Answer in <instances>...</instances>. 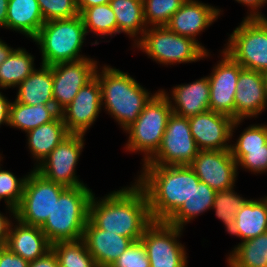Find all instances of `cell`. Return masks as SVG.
<instances>
[{
  "label": "cell",
  "mask_w": 267,
  "mask_h": 267,
  "mask_svg": "<svg viewBox=\"0 0 267 267\" xmlns=\"http://www.w3.org/2000/svg\"><path fill=\"white\" fill-rule=\"evenodd\" d=\"M130 186L111 191L99 200L93 193L88 219L97 228L137 241L153 220L144 190L136 182Z\"/></svg>",
  "instance_id": "obj_1"
},
{
  "label": "cell",
  "mask_w": 267,
  "mask_h": 267,
  "mask_svg": "<svg viewBox=\"0 0 267 267\" xmlns=\"http://www.w3.org/2000/svg\"><path fill=\"white\" fill-rule=\"evenodd\" d=\"M142 166L134 180L147 196L152 220L166 222L189 199L200 179L189 165Z\"/></svg>",
  "instance_id": "obj_2"
},
{
  "label": "cell",
  "mask_w": 267,
  "mask_h": 267,
  "mask_svg": "<svg viewBox=\"0 0 267 267\" xmlns=\"http://www.w3.org/2000/svg\"><path fill=\"white\" fill-rule=\"evenodd\" d=\"M95 76L101 87L102 107L124 131L136 121L143 108L157 93H150L129 73L110 65L97 68Z\"/></svg>",
  "instance_id": "obj_3"
},
{
  "label": "cell",
  "mask_w": 267,
  "mask_h": 267,
  "mask_svg": "<svg viewBox=\"0 0 267 267\" xmlns=\"http://www.w3.org/2000/svg\"><path fill=\"white\" fill-rule=\"evenodd\" d=\"M93 195L87 185L67 188L55 202L51 215L40 227L51 245L82 239Z\"/></svg>",
  "instance_id": "obj_4"
},
{
  "label": "cell",
  "mask_w": 267,
  "mask_h": 267,
  "mask_svg": "<svg viewBox=\"0 0 267 267\" xmlns=\"http://www.w3.org/2000/svg\"><path fill=\"white\" fill-rule=\"evenodd\" d=\"M86 36L83 20L78 15L45 22L32 40L40 49V64L52 66L87 58L80 54Z\"/></svg>",
  "instance_id": "obj_5"
},
{
  "label": "cell",
  "mask_w": 267,
  "mask_h": 267,
  "mask_svg": "<svg viewBox=\"0 0 267 267\" xmlns=\"http://www.w3.org/2000/svg\"><path fill=\"white\" fill-rule=\"evenodd\" d=\"M173 111L166 95L160 90L143 108L136 121L125 132L129 134L126 152L144 153L143 164L159 149Z\"/></svg>",
  "instance_id": "obj_6"
},
{
  "label": "cell",
  "mask_w": 267,
  "mask_h": 267,
  "mask_svg": "<svg viewBox=\"0 0 267 267\" xmlns=\"http://www.w3.org/2000/svg\"><path fill=\"white\" fill-rule=\"evenodd\" d=\"M148 58L163 65L192 63L210 56L209 50L192 38L170 31L166 26H152L134 46Z\"/></svg>",
  "instance_id": "obj_7"
},
{
  "label": "cell",
  "mask_w": 267,
  "mask_h": 267,
  "mask_svg": "<svg viewBox=\"0 0 267 267\" xmlns=\"http://www.w3.org/2000/svg\"><path fill=\"white\" fill-rule=\"evenodd\" d=\"M224 46L222 50L243 68L267 71V17H244Z\"/></svg>",
  "instance_id": "obj_8"
},
{
  "label": "cell",
  "mask_w": 267,
  "mask_h": 267,
  "mask_svg": "<svg viewBox=\"0 0 267 267\" xmlns=\"http://www.w3.org/2000/svg\"><path fill=\"white\" fill-rule=\"evenodd\" d=\"M66 189L63 185L45 179L35 169L31 170L27 174L15 218L26 225L41 227Z\"/></svg>",
  "instance_id": "obj_9"
},
{
  "label": "cell",
  "mask_w": 267,
  "mask_h": 267,
  "mask_svg": "<svg viewBox=\"0 0 267 267\" xmlns=\"http://www.w3.org/2000/svg\"><path fill=\"white\" fill-rule=\"evenodd\" d=\"M183 228L166 222L153 221L145 230L141 241L150 267H188L186 247L179 241Z\"/></svg>",
  "instance_id": "obj_10"
},
{
  "label": "cell",
  "mask_w": 267,
  "mask_h": 267,
  "mask_svg": "<svg viewBox=\"0 0 267 267\" xmlns=\"http://www.w3.org/2000/svg\"><path fill=\"white\" fill-rule=\"evenodd\" d=\"M84 136L70 133L35 170L45 179L66 188L86 185L75 173L79 157L85 146Z\"/></svg>",
  "instance_id": "obj_11"
},
{
  "label": "cell",
  "mask_w": 267,
  "mask_h": 267,
  "mask_svg": "<svg viewBox=\"0 0 267 267\" xmlns=\"http://www.w3.org/2000/svg\"><path fill=\"white\" fill-rule=\"evenodd\" d=\"M199 151L191 134L189 119L172 113L159 149L144 164L190 165Z\"/></svg>",
  "instance_id": "obj_12"
},
{
  "label": "cell",
  "mask_w": 267,
  "mask_h": 267,
  "mask_svg": "<svg viewBox=\"0 0 267 267\" xmlns=\"http://www.w3.org/2000/svg\"><path fill=\"white\" fill-rule=\"evenodd\" d=\"M188 119L192 137L199 150L230 149L233 132L243 122L212 110Z\"/></svg>",
  "instance_id": "obj_13"
},
{
  "label": "cell",
  "mask_w": 267,
  "mask_h": 267,
  "mask_svg": "<svg viewBox=\"0 0 267 267\" xmlns=\"http://www.w3.org/2000/svg\"><path fill=\"white\" fill-rule=\"evenodd\" d=\"M98 63L94 58L87 57L52 65L53 100L59 112L72 102L81 87L95 77Z\"/></svg>",
  "instance_id": "obj_14"
},
{
  "label": "cell",
  "mask_w": 267,
  "mask_h": 267,
  "mask_svg": "<svg viewBox=\"0 0 267 267\" xmlns=\"http://www.w3.org/2000/svg\"><path fill=\"white\" fill-rule=\"evenodd\" d=\"M200 181L215 191L234 188L238 176L237 162L231 150H200L189 165Z\"/></svg>",
  "instance_id": "obj_15"
},
{
  "label": "cell",
  "mask_w": 267,
  "mask_h": 267,
  "mask_svg": "<svg viewBox=\"0 0 267 267\" xmlns=\"http://www.w3.org/2000/svg\"><path fill=\"white\" fill-rule=\"evenodd\" d=\"M220 53L221 61H218L211 74L208 75L210 83L209 110L228 115L235 120L234 96L242 66L225 51L222 50Z\"/></svg>",
  "instance_id": "obj_16"
},
{
  "label": "cell",
  "mask_w": 267,
  "mask_h": 267,
  "mask_svg": "<svg viewBox=\"0 0 267 267\" xmlns=\"http://www.w3.org/2000/svg\"><path fill=\"white\" fill-rule=\"evenodd\" d=\"M101 109V87L95 76L81 87L72 102L60 111V115L69 133L85 135L96 122Z\"/></svg>",
  "instance_id": "obj_17"
},
{
  "label": "cell",
  "mask_w": 267,
  "mask_h": 267,
  "mask_svg": "<svg viewBox=\"0 0 267 267\" xmlns=\"http://www.w3.org/2000/svg\"><path fill=\"white\" fill-rule=\"evenodd\" d=\"M235 120L258 117L267 107L264 74L242 67L236 85Z\"/></svg>",
  "instance_id": "obj_18"
},
{
  "label": "cell",
  "mask_w": 267,
  "mask_h": 267,
  "mask_svg": "<svg viewBox=\"0 0 267 267\" xmlns=\"http://www.w3.org/2000/svg\"><path fill=\"white\" fill-rule=\"evenodd\" d=\"M221 12V9L202 1L186 0L165 26L174 33L194 39L202 46L196 37L207 30Z\"/></svg>",
  "instance_id": "obj_19"
},
{
  "label": "cell",
  "mask_w": 267,
  "mask_h": 267,
  "mask_svg": "<svg viewBox=\"0 0 267 267\" xmlns=\"http://www.w3.org/2000/svg\"><path fill=\"white\" fill-rule=\"evenodd\" d=\"M82 240L97 267H110L133 242L131 238L97 228L89 219Z\"/></svg>",
  "instance_id": "obj_20"
},
{
  "label": "cell",
  "mask_w": 267,
  "mask_h": 267,
  "mask_svg": "<svg viewBox=\"0 0 267 267\" xmlns=\"http://www.w3.org/2000/svg\"><path fill=\"white\" fill-rule=\"evenodd\" d=\"M170 102L173 114L189 118L209 110L210 83L208 76L189 84H179L170 94L161 90ZM171 95V96H170Z\"/></svg>",
  "instance_id": "obj_21"
},
{
  "label": "cell",
  "mask_w": 267,
  "mask_h": 267,
  "mask_svg": "<svg viewBox=\"0 0 267 267\" xmlns=\"http://www.w3.org/2000/svg\"><path fill=\"white\" fill-rule=\"evenodd\" d=\"M14 220L10 225L5 244L11 252L31 262L51 250V244L40 227L26 225L16 218Z\"/></svg>",
  "instance_id": "obj_22"
},
{
  "label": "cell",
  "mask_w": 267,
  "mask_h": 267,
  "mask_svg": "<svg viewBox=\"0 0 267 267\" xmlns=\"http://www.w3.org/2000/svg\"><path fill=\"white\" fill-rule=\"evenodd\" d=\"M267 232V196L248 199L235 215L234 227L228 233L242 241Z\"/></svg>",
  "instance_id": "obj_23"
},
{
  "label": "cell",
  "mask_w": 267,
  "mask_h": 267,
  "mask_svg": "<svg viewBox=\"0 0 267 267\" xmlns=\"http://www.w3.org/2000/svg\"><path fill=\"white\" fill-rule=\"evenodd\" d=\"M70 133L59 114L53 121L36 127L26 133L27 145L32 158L36 160L35 169Z\"/></svg>",
  "instance_id": "obj_24"
},
{
  "label": "cell",
  "mask_w": 267,
  "mask_h": 267,
  "mask_svg": "<svg viewBox=\"0 0 267 267\" xmlns=\"http://www.w3.org/2000/svg\"><path fill=\"white\" fill-rule=\"evenodd\" d=\"M44 23L37 0H8L6 29L32 40Z\"/></svg>",
  "instance_id": "obj_25"
},
{
  "label": "cell",
  "mask_w": 267,
  "mask_h": 267,
  "mask_svg": "<svg viewBox=\"0 0 267 267\" xmlns=\"http://www.w3.org/2000/svg\"><path fill=\"white\" fill-rule=\"evenodd\" d=\"M18 86L15 100L27 105H54L52 66L40 65Z\"/></svg>",
  "instance_id": "obj_26"
},
{
  "label": "cell",
  "mask_w": 267,
  "mask_h": 267,
  "mask_svg": "<svg viewBox=\"0 0 267 267\" xmlns=\"http://www.w3.org/2000/svg\"><path fill=\"white\" fill-rule=\"evenodd\" d=\"M110 6L117 20V34L132 37L134 46L148 29L144 19L143 0H111Z\"/></svg>",
  "instance_id": "obj_27"
},
{
  "label": "cell",
  "mask_w": 267,
  "mask_h": 267,
  "mask_svg": "<svg viewBox=\"0 0 267 267\" xmlns=\"http://www.w3.org/2000/svg\"><path fill=\"white\" fill-rule=\"evenodd\" d=\"M60 112L55 105H27L16 100L10 105L9 126L27 133L38 126L53 121Z\"/></svg>",
  "instance_id": "obj_28"
},
{
  "label": "cell",
  "mask_w": 267,
  "mask_h": 267,
  "mask_svg": "<svg viewBox=\"0 0 267 267\" xmlns=\"http://www.w3.org/2000/svg\"><path fill=\"white\" fill-rule=\"evenodd\" d=\"M216 193L217 191L206 183L199 181L198 185H195L189 199L182 204L166 223L185 229V225L191 222V220L213 208Z\"/></svg>",
  "instance_id": "obj_29"
},
{
  "label": "cell",
  "mask_w": 267,
  "mask_h": 267,
  "mask_svg": "<svg viewBox=\"0 0 267 267\" xmlns=\"http://www.w3.org/2000/svg\"><path fill=\"white\" fill-rule=\"evenodd\" d=\"M227 256L228 267H267V232L239 242Z\"/></svg>",
  "instance_id": "obj_30"
},
{
  "label": "cell",
  "mask_w": 267,
  "mask_h": 267,
  "mask_svg": "<svg viewBox=\"0 0 267 267\" xmlns=\"http://www.w3.org/2000/svg\"><path fill=\"white\" fill-rule=\"evenodd\" d=\"M34 56L25 48L18 47L0 65V89L17 87L36 68Z\"/></svg>",
  "instance_id": "obj_31"
},
{
  "label": "cell",
  "mask_w": 267,
  "mask_h": 267,
  "mask_svg": "<svg viewBox=\"0 0 267 267\" xmlns=\"http://www.w3.org/2000/svg\"><path fill=\"white\" fill-rule=\"evenodd\" d=\"M79 15L83 20L87 35L89 32L102 38L117 35V20L110 4L86 8Z\"/></svg>",
  "instance_id": "obj_32"
},
{
  "label": "cell",
  "mask_w": 267,
  "mask_h": 267,
  "mask_svg": "<svg viewBox=\"0 0 267 267\" xmlns=\"http://www.w3.org/2000/svg\"><path fill=\"white\" fill-rule=\"evenodd\" d=\"M57 256L59 267H97L82 239L58 242L51 245Z\"/></svg>",
  "instance_id": "obj_33"
},
{
  "label": "cell",
  "mask_w": 267,
  "mask_h": 267,
  "mask_svg": "<svg viewBox=\"0 0 267 267\" xmlns=\"http://www.w3.org/2000/svg\"><path fill=\"white\" fill-rule=\"evenodd\" d=\"M247 200L237 194L234 188L217 191L212 209L215 210L216 217L223 222L227 233L234 227L235 215Z\"/></svg>",
  "instance_id": "obj_34"
},
{
  "label": "cell",
  "mask_w": 267,
  "mask_h": 267,
  "mask_svg": "<svg viewBox=\"0 0 267 267\" xmlns=\"http://www.w3.org/2000/svg\"><path fill=\"white\" fill-rule=\"evenodd\" d=\"M186 0H143L144 19L148 27L165 26Z\"/></svg>",
  "instance_id": "obj_35"
},
{
  "label": "cell",
  "mask_w": 267,
  "mask_h": 267,
  "mask_svg": "<svg viewBox=\"0 0 267 267\" xmlns=\"http://www.w3.org/2000/svg\"><path fill=\"white\" fill-rule=\"evenodd\" d=\"M1 166L0 163V201L3 199L6 203V208L9 210V215L15 216V210L22 199L27 175L17 178L14 173L8 170H2Z\"/></svg>",
  "instance_id": "obj_36"
},
{
  "label": "cell",
  "mask_w": 267,
  "mask_h": 267,
  "mask_svg": "<svg viewBox=\"0 0 267 267\" xmlns=\"http://www.w3.org/2000/svg\"><path fill=\"white\" fill-rule=\"evenodd\" d=\"M232 157L239 166L254 174L267 172V144L255 149H230Z\"/></svg>",
  "instance_id": "obj_37"
},
{
  "label": "cell",
  "mask_w": 267,
  "mask_h": 267,
  "mask_svg": "<svg viewBox=\"0 0 267 267\" xmlns=\"http://www.w3.org/2000/svg\"><path fill=\"white\" fill-rule=\"evenodd\" d=\"M45 22L79 15L75 0H37Z\"/></svg>",
  "instance_id": "obj_38"
},
{
  "label": "cell",
  "mask_w": 267,
  "mask_h": 267,
  "mask_svg": "<svg viewBox=\"0 0 267 267\" xmlns=\"http://www.w3.org/2000/svg\"><path fill=\"white\" fill-rule=\"evenodd\" d=\"M267 144V125L251 124L245 128L230 149H255Z\"/></svg>",
  "instance_id": "obj_39"
},
{
  "label": "cell",
  "mask_w": 267,
  "mask_h": 267,
  "mask_svg": "<svg viewBox=\"0 0 267 267\" xmlns=\"http://www.w3.org/2000/svg\"><path fill=\"white\" fill-rule=\"evenodd\" d=\"M110 267H150L142 241H133Z\"/></svg>",
  "instance_id": "obj_40"
},
{
  "label": "cell",
  "mask_w": 267,
  "mask_h": 267,
  "mask_svg": "<svg viewBox=\"0 0 267 267\" xmlns=\"http://www.w3.org/2000/svg\"><path fill=\"white\" fill-rule=\"evenodd\" d=\"M29 262L11 252L7 247L0 246V267H28Z\"/></svg>",
  "instance_id": "obj_41"
},
{
  "label": "cell",
  "mask_w": 267,
  "mask_h": 267,
  "mask_svg": "<svg viewBox=\"0 0 267 267\" xmlns=\"http://www.w3.org/2000/svg\"><path fill=\"white\" fill-rule=\"evenodd\" d=\"M236 2L245 5L249 9L248 15H246V18H266L264 14H262L260 8L262 6L264 7L265 3H267V0H235ZM251 9V10H250Z\"/></svg>",
  "instance_id": "obj_42"
},
{
  "label": "cell",
  "mask_w": 267,
  "mask_h": 267,
  "mask_svg": "<svg viewBox=\"0 0 267 267\" xmlns=\"http://www.w3.org/2000/svg\"><path fill=\"white\" fill-rule=\"evenodd\" d=\"M28 267H59L58 259L51 249L44 256L29 262Z\"/></svg>",
  "instance_id": "obj_43"
},
{
  "label": "cell",
  "mask_w": 267,
  "mask_h": 267,
  "mask_svg": "<svg viewBox=\"0 0 267 267\" xmlns=\"http://www.w3.org/2000/svg\"><path fill=\"white\" fill-rule=\"evenodd\" d=\"M15 216L8 218L0 212V246H5L7 242V237L9 234V229L12 221H14ZM13 218V220H12ZM11 219V220H10Z\"/></svg>",
  "instance_id": "obj_44"
},
{
  "label": "cell",
  "mask_w": 267,
  "mask_h": 267,
  "mask_svg": "<svg viewBox=\"0 0 267 267\" xmlns=\"http://www.w3.org/2000/svg\"><path fill=\"white\" fill-rule=\"evenodd\" d=\"M11 103L12 102H10L0 91V127L2 124L9 126V112Z\"/></svg>",
  "instance_id": "obj_45"
},
{
  "label": "cell",
  "mask_w": 267,
  "mask_h": 267,
  "mask_svg": "<svg viewBox=\"0 0 267 267\" xmlns=\"http://www.w3.org/2000/svg\"><path fill=\"white\" fill-rule=\"evenodd\" d=\"M111 0H78L76 2L77 9L79 14L86 8H90L92 6L109 4Z\"/></svg>",
  "instance_id": "obj_46"
},
{
  "label": "cell",
  "mask_w": 267,
  "mask_h": 267,
  "mask_svg": "<svg viewBox=\"0 0 267 267\" xmlns=\"http://www.w3.org/2000/svg\"><path fill=\"white\" fill-rule=\"evenodd\" d=\"M13 50V47L8 46V44L0 38V65L9 57Z\"/></svg>",
  "instance_id": "obj_47"
},
{
  "label": "cell",
  "mask_w": 267,
  "mask_h": 267,
  "mask_svg": "<svg viewBox=\"0 0 267 267\" xmlns=\"http://www.w3.org/2000/svg\"><path fill=\"white\" fill-rule=\"evenodd\" d=\"M8 0H0V28H6Z\"/></svg>",
  "instance_id": "obj_48"
},
{
  "label": "cell",
  "mask_w": 267,
  "mask_h": 267,
  "mask_svg": "<svg viewBox=\"0 0 267 267\" xmlns=\"http://www.w3.org/2000/svg\"><path fill=\"white\" fill-rule=\"evenodd\" d=\"M263 74H264V79H265V84H266V90H267V71H265Z\"/></svg>",
  "instance_id": "obj_49"
},
{
  "label": "cell",
  "mask_w": 267,
  "mask_h": 267,
  "mask_svg": "<svg viewBox=\"0 0 267 267\" xmlns=\"http://www.w3.org/2000/svg\"><path fill=\"white\" fill-rule=\"evenodd\" d=\"M2 154L0 153V162H1V160L3 159V157L1 156Z\"/></svg>",
  "instance_id": "obj_50"
}]
</instances>
